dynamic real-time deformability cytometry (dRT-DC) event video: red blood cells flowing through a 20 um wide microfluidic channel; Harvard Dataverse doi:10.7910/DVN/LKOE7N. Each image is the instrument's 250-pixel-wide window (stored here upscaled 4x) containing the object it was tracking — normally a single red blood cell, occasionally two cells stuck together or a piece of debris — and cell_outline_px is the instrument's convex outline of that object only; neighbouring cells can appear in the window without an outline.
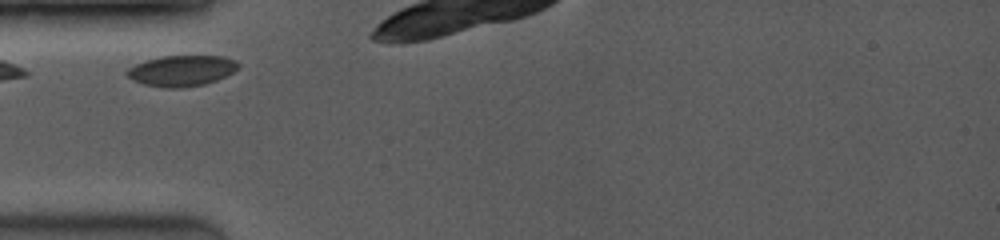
{"species": "common noctule bat (a hibernating species)", "species_latin": "Nyctalus noctula", "temperature_condition": "room temperature", "stored_images_in_passage": 19, "camera_frame_rate_fps": 3500, "um_per_image_px": 0.085, "animal": {"sex": "female", "body_mass_g": 19.0, "forearm_length_mm": 53.3}, "frame": {"image": 1, "passage_image": 1, "time_ms": 0.0, "image_size_px": [1000, 240], "cell_outline_px": [[240, 68], [216, 80], [204, 84], [184, 88], [164, 88], [144, 84], [132, 80], [124, 72], [128, 68], [144, 60], [160, 56], [224, 56], [236, 60], [240, 64]], "centroid_in_image_um": [15.43, 6.01], "position_along_channel_um": 69.6, "area_um2": 20.17}}